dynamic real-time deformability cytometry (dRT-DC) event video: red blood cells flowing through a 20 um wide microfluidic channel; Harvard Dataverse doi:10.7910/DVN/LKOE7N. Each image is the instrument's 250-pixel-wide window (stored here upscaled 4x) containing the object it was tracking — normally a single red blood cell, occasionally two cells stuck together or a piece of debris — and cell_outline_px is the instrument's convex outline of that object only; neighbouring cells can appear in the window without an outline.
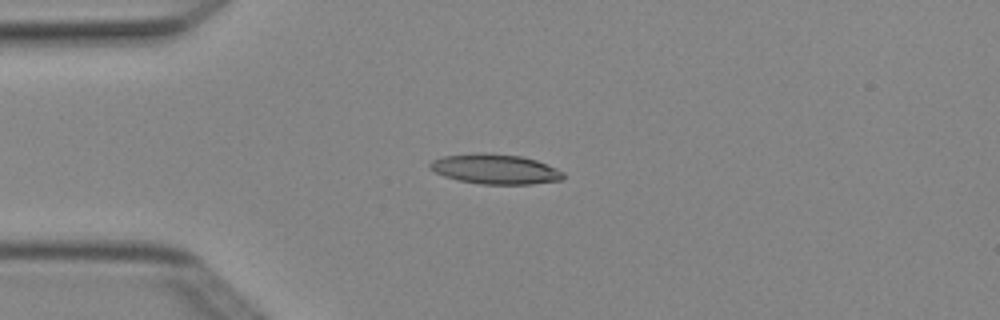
{"species": "Egyptian fruit bat (a non-hibernating species)", "species_latin": "Rousettus aegyptiacus", "temperature_condition": "cold", "stored_images_in_passage": 5, "camera_frame_rate_fps": 3000, "um_per_image_px": 0.085, "animal": {"sex": "female"}, "frame": {"image": 1, "passage_image": 3, "time_ms": 0.667, "image_size_px": [1000, 320], "cell_outline_px": [[564, 180], [532, 184], [480, 184], [460, 180], [444, 176], [436, 172], [428, 164], [432, 160], [444, 156], [472, 152], [484, 152], [524, 156], [536, 160], [564, 172]], "centroid_in_image_um": [42.11, 14.36], "position_along_channel_um": 42.9, "area_um2": 23.35}}
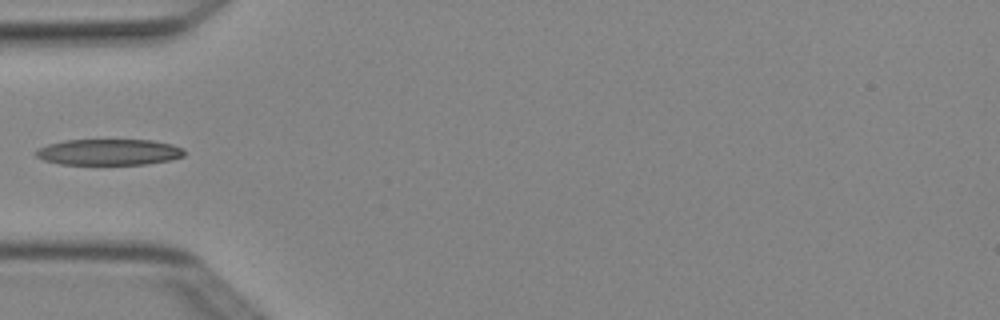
{"frame": {"image": 2, "passage_image": 4, "time_ms": 1.0, "image_size_px": [1000, 320], "cell_outline_px": [[184, 156], [172, 160], [148, 164], [60, 164], [44, 160], [36, 156], [36, 148], [48, 144], [64, 140], [152, 140], [172, 144], [184, 148]], "centroid_in_image_um": [9.28, 12.92], "position_along_channel_um": 75.7, "area_um2": 22.66}}
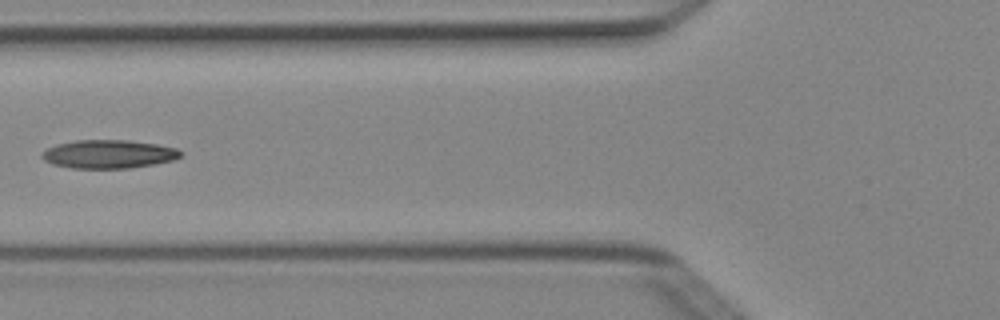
{"frame": {"image": 3, "passage_image": 5, "time_ms": 1.333, "image_size_px": [1000, 320], "cell_outline_px": [[184, 152], [180, 156], [172, 160], [152, 164], [128, 168], [72, 168], [52, 164], [44, 160], [40, 156], [40, 152], [56, 144], [76, 140], [128, 140], [156, 144], [176, 148]], "centroid_in_image_um": [9.19, 13.09], "position_along_channel_um": 116.6, "area_um2": 22.95}}